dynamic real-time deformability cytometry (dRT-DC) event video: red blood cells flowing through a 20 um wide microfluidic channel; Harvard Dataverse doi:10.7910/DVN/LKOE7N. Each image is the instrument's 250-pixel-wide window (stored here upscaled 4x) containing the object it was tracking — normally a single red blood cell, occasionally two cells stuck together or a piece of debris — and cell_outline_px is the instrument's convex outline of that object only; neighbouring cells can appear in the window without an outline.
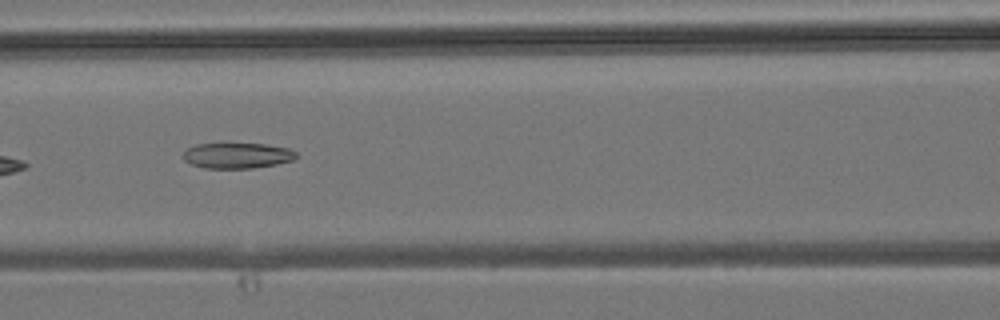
{"species": "common noctule bat (a hibernating species)", "species_latin": "Nyctalus noctula", "temperature_condition": "room temperature", "stored_images_in_passage": 7, "camera_frame_rate_fps": 3000, "um_per_image_px": 0.085, "animal": {"sex": "male", "body_mass_g": 19.2, "forearm_length_mm": 51.8}, "frame": {"image": 1, "passage_image": 6, "time_ms": 5.667, "image_size_px": [1000, 320], "cell_outline_px": [[296, 156], [292, 160], [276, 164], [252, 168], [204, 168], [192, 164], [184, 160], [184, 152], [188, 148], [196, 144], [264, 144], [288, 148], [296, 152]], "centroid_in_image_um": [20.16, 13.22], "position_along_channel_um": 146.4, "area_um2": 16.59}}
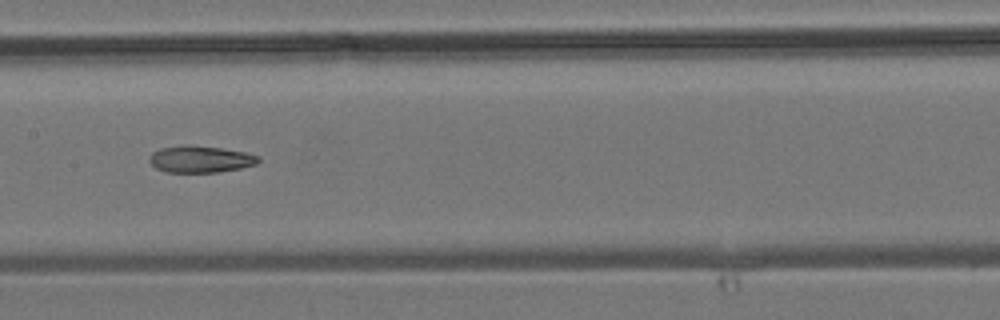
{"frame": {"image": 2, "passage_image": 7, "time_ms": 6.667, "image_size_px": [1000, 320], "cell_outline_px": [[260, 160], [256, 164], [240, 168], [216, 172], [168, 172], [156, 168], [148, 160], [148, 156], [152, 152], [160, 148], [180, 144], [192, 144], [248, 152], [260, 156]], "centroid_in_image_um": [17.02, 13.5], "position_along_channel_um": 190.4, "area_um2": 17.28}}